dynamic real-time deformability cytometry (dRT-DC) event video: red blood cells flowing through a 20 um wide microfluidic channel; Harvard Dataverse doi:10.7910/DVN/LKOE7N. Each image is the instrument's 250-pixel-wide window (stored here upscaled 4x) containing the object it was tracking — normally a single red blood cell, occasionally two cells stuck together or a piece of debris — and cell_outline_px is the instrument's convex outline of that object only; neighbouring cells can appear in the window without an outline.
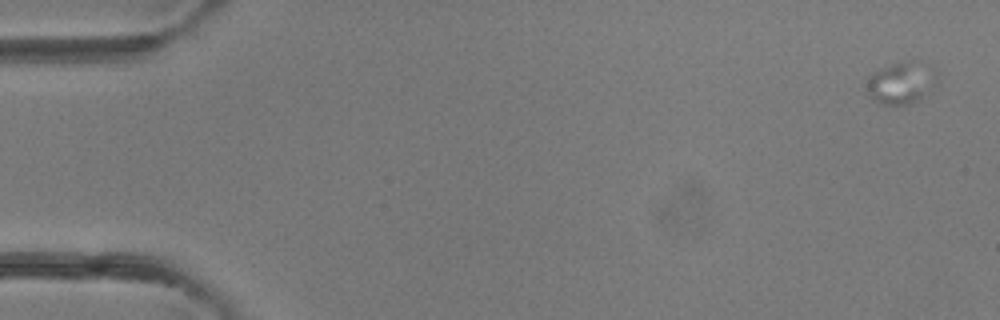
{"species": "common noctule bat (a hibernating species)", "species_latin": "Nyctalus noctula", "temperature_condition": "room temperature", "stored_images_in_passage": 4, "camera_frame_rate_fps": 3000, "um_per_image_px": 0.085, "animal": {"sex": "female"}, "frame": {"image": 1, "passage_image": 1, "time_ms": 0.0, "image_size_px": [1000, 320], "cell_outline_px": [[920, 96], [916, 100], [908, 104], [880, 104], [872, 100], [868, 96], [868, 76], [872, 72], [892, 64], [912, 60], [920, 60]], "centroid_in_image_um": [76.14, 7.1], "position_along_channel_um": 8.9, "area_um2": 14.1}}
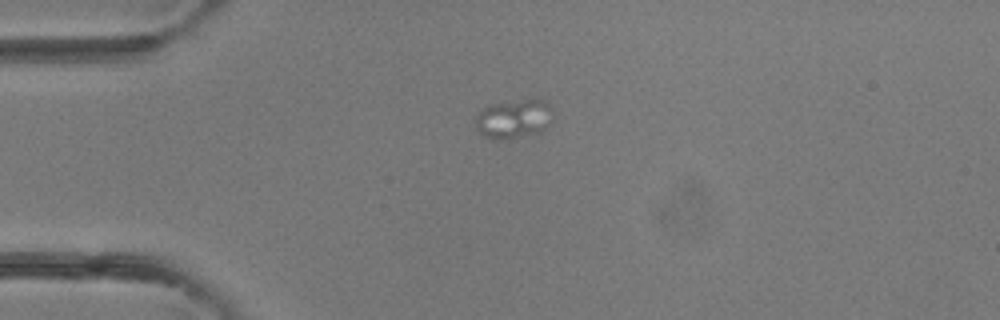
{"frame": {"image": 2, "passage_image": 4, "time_ms": 3.333, "image_size_px": [1000, 320], "cell_outline_px": [[548, 108], [544, 128], [540, 132], [504, 140], [500, 140], [484, 136], [476, 128], [476, 116], [488, 104], [520, 100], [548, 100]], "centroid_in_image_um": [43.55, 10.11], "position_along_channel_um": 41.4, "area_um2": 16.82}}